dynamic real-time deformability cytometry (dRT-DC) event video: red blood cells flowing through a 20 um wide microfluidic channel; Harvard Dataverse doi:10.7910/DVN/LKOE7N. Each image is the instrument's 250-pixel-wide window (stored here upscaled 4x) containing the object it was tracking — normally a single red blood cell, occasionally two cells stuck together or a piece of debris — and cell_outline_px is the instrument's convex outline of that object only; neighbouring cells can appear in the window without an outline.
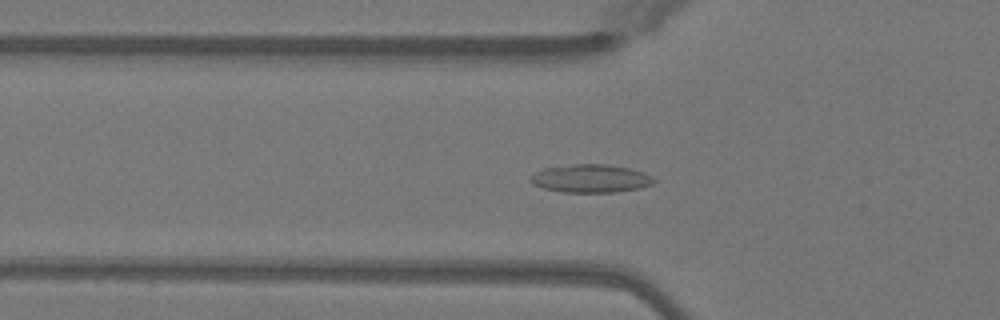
{"species": "Egyptian fruit bat (a non-hibernating species)", "species_latin": "Rousettus aegyptiacus", "temperature_condition": "warm", "stored_images_in_passage": 51, "camera_frame_rate_fps": 3000, "um_per_image_px": 0.085, "animal": {"sex": "female"}, "frame": {"image": 1, "passage_image": 18, "time_ms": 5.667, "image_size_px": [1000, 320], "cell_outline_px": [[656, 180], [652, 184], [640, 188], [616, 192], [564, 192], [544, 188], [532, 184], [528, 180], [536, 172], [544, 168], [572, 164], [608, 164], [628, 168], [644, 172], [652, 176]], "centroid_in_image_um": [50.22, 15.17], "position_along_channel_um": 75.6, "area_um2": 20.23}}
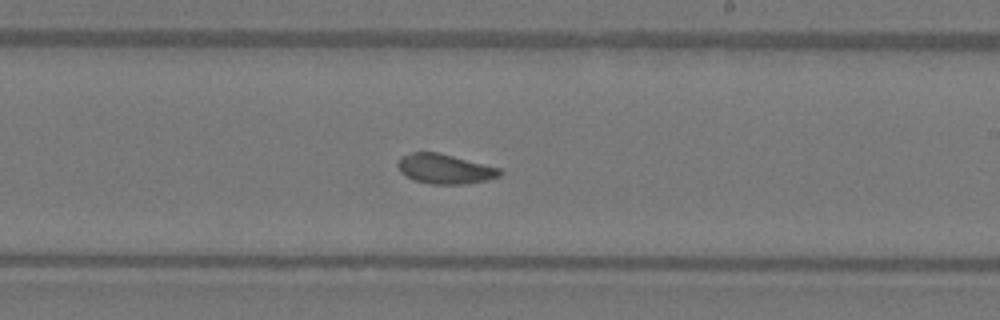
{"frame": {"image": 2, "passage_image": 31, "time_ms": 10.0, "image_size_px": [1000, 320], "cell_outline_px": [[504, 172], [500, 176], [488, 180], [464, 184], [432, 184], [412, 180], [404, 176], [400, 172], [396, 164], [400, 156], [412, 152], [436, 152], [500, 168]], "centroid_in_image_um": [37.77, 14.37], "position_along_channel_um": 251.2, "area_um2": 17.8}}
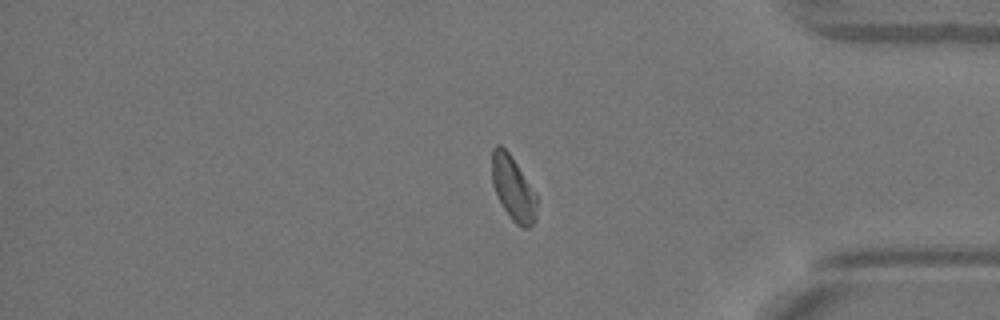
{"frame": {"image": 3, "passage_image": 43, "time_ms": 14.0, "image_size_px": [1000, 320], "cell_outline_px": [[536, 220], [528, 228], [524, 228], [516, 224], [512, 220], [496, 196], [492, 184], [492, 148], [496, 144], [500, 144], [508, 152], [536, 192]], "centroid_in_image_um": [43.6, 16.01], "position_along_channel_um": 391.6, "area_um2": 16.82}, "authors_computed_cell_mechanics": {"area_um2": 17.9758, "velocity_mm_per_s": 4.0444, "shape_relaxation_time_tau1_ms": null, "shape_relaxation_time_tau2_ms": 1.9942, "deformation_change_tau1": null, "deformation_change_tau2": 0.0742}}